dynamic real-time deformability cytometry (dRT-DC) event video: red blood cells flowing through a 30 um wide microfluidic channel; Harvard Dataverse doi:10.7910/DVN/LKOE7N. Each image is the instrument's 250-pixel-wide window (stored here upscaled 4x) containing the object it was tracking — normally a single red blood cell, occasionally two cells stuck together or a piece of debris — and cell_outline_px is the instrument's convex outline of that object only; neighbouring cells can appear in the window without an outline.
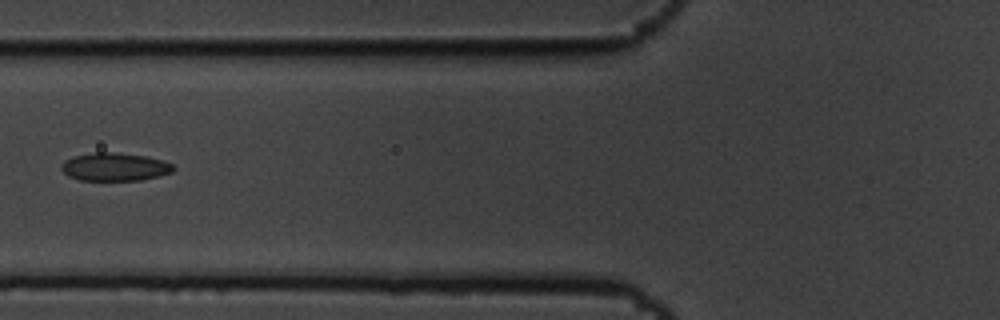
{"species": "common noctule bat (a hibernating species)", "species_latin": "Nyctalus noctula", "temperature_condition": "cold", "stored_images_in_passage": 3, "camera_frame_rate_fps": 3000, "um_per_image_px": 0.085, "animal": {"sex": "male", "body_mass_g": 19.5, "forearm_length_mm": 54.6}, "frame": {"image": 1, "passage_image": 3, "time_ms": 0.667, "image_size_px": [1000, 320], "cell_outline_px": [[176, 168], [172, 172], [140, 180], [80, 180], [68, 176], [60, 168], [60, 164], [64, 160], [72, 156], [96, 152], [116, 152], [144, 156], [164, 160], [172, 164]], "centroid_in_image_um": [9.72, 14.17], "position_along_channel_um": 116.1, "area_um2": 18.38}}